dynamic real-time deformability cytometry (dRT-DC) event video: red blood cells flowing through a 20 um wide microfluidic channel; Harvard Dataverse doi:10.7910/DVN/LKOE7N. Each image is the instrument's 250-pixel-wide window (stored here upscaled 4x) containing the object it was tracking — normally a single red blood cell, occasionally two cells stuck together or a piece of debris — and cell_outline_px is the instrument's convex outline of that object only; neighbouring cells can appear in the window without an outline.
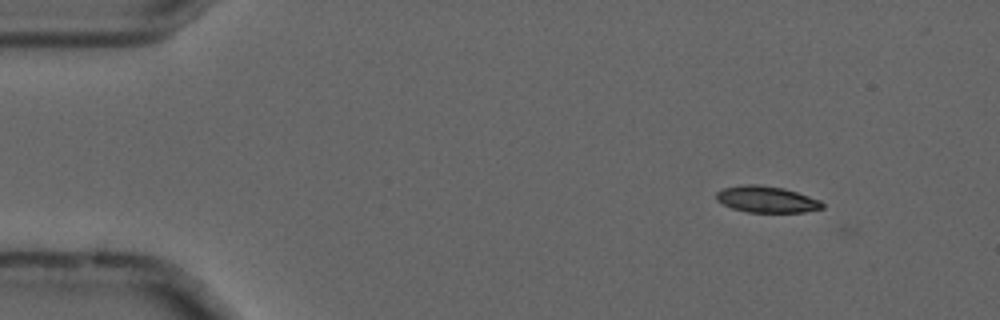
{"species": "common noctule bat (a hibernating species)", "species_latin": "Nyctalus noctula", "temperature_condition": "cold", "stored_images_in_passage": 4, "camera_frame_rate_fps": 3000, "um_per_image_px": 0.085, "animal": {"sex": "male", "forearm_length_mm": 52.5}, "frame": {"image": 1, "passage_image": 1, "time_ms": 0.0, "image_size_px": [1000, 320], "cell_outline_px": [[824, 208], [804, 212], [748, 212], [732, 208], [716, 200], [716, 192], [724, 188], [740, 184], [760, 184], [784, 188], [820, 200], [824, 204]], "centroid_in_image_um": [65.15, 16.93], "position_along_channel_um": 19.8, "area_um2": 16.36}}